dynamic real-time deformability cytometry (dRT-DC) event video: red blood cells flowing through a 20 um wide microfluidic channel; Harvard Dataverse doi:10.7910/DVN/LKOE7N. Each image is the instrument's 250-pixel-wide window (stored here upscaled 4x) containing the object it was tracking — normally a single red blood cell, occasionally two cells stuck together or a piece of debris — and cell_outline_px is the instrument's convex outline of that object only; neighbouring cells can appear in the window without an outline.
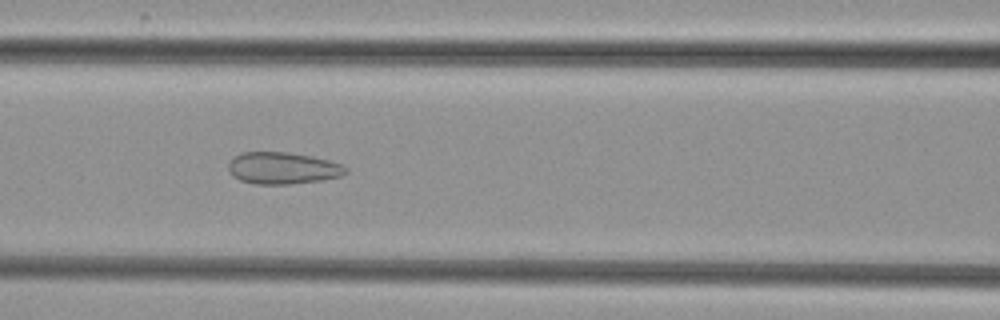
{"species": "common noctule bat (a hibernating species)", "species_latin": "Nyctalus noctula", "temperature_condition": "cold", "stored_images_in_passage": 8, "camera_frame_rate_fps": 3000, "um_per_image_px": 0.085, "animal": {"sex": "female", "body_mass_g": 29.2, "forearm_length_mm": 56.3}, "frame": {"image": 1, "passage_image": 8, "time_ms": 8.0, "image_size_px": [1000, 320], "cell_outline_px": [[348, 172], [340, 176], [320, 180], [292, 184], [256, 184], [240, 180], [232, 176], [228, 168], [228, 164], [240, 152], [288, 152], [312, 156], [328, 160], [340, 164], [348, 168]], "centroid_in_image_um": [24.03, 14.29], "position_along_channel_um": 142.6, "area_um2": 21.73}}